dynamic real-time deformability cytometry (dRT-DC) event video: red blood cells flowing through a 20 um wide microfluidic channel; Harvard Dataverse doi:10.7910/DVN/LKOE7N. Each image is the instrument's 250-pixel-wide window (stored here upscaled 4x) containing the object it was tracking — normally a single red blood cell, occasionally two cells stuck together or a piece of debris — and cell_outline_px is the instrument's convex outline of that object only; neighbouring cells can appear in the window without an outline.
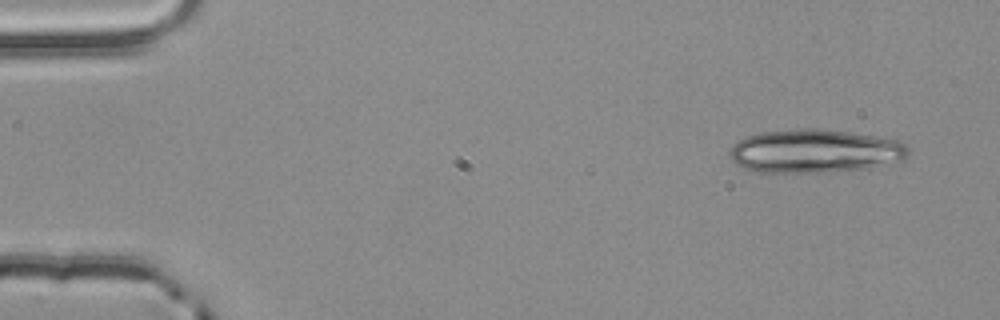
{"species": "common noctule bat (a hibernating species)", "species_latin": "Nyctalus noctula", "temperature_condition": "room temperature", "stored_images_in_passage": 5, "segment_of_instrument_passage": [1, 2], "camera_frame_rate_fps": 3000, "um_per_image_px": 0.085, "animal": {"sex": "male", "body_mass_g": 20.4}, "frame": {"image": 1, "passage_image": 1, "time_ms": 0.0, "image_size_px": [1000, 320], "cell_outline_px": [[908, 156], [904, 160], [864, 168], [832, 172], [752, 172], [736, 164], [728, 156], [728, 152], [732, 144], [744, 136], [760, 132], [800, 128], [816, 128], [848, 132], [876, 136], [900, 140], [908, 148]], "centroid_in_image_um": [69.2, 12.84], "position_along_channel_um": 15.8, "area_um2": 45.66}}